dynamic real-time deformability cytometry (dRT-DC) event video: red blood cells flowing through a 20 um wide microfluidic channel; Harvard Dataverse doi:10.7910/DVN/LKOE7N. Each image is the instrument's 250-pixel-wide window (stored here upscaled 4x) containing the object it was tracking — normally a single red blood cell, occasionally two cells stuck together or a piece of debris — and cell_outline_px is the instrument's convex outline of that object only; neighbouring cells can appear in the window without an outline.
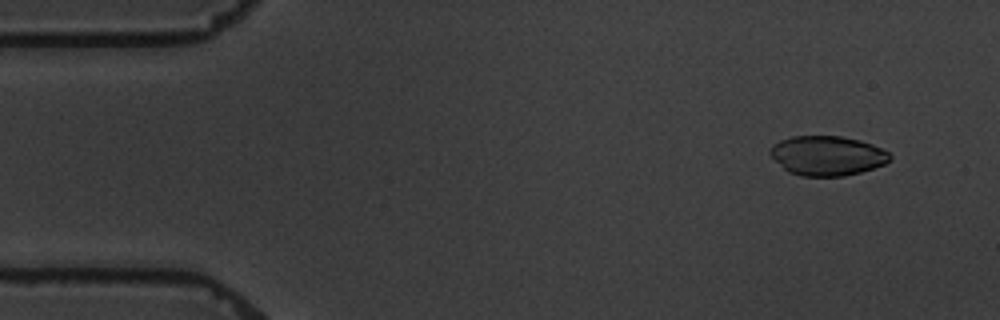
{"species": "common noctule bat (a hibernating species)", "species_latin": "Nyctalus noctula", "temperature_condition": "warm", "stored_images_in_passage": 4, "camera_frame_rate_fps": 3000, "um_per_image_px": 0.085, "animal": {"sex": "male", "body_mass_g": 19.5, "forearm_length_mm": 54.6}, "frame": {"image": 1, "passage_image": 1, "time_ms": 0.0, "image_size_px": [1000, 320], "cell_outline_px": [[892, 160], [884, 164], [860, 172], [844, 176], [800, 176], [788, 172], [768, 152], [772, 144], [780, 140], [792, 136], [840, 136], [860, 140], [872, 144], [888, 152], [892, 156]], "centroid_in_image_um": [70.31, 13.23], "position_along_channel_um": 14.7, "area_um2": 27.63}}
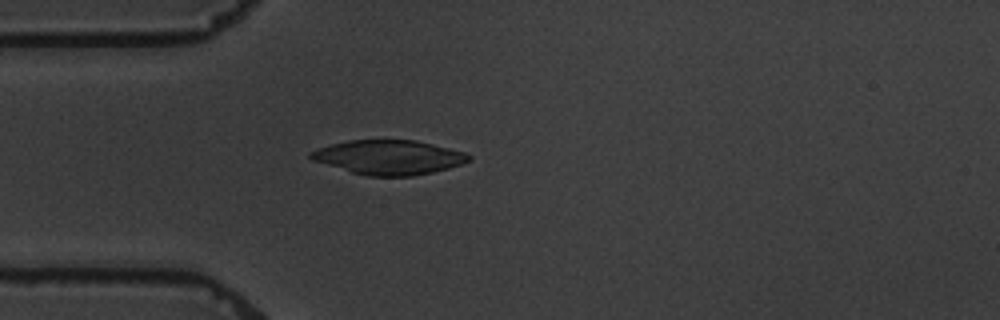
{"frame": {"image": 2, "passage_image": 4, "time_ms": 3.667, "image_size_px": [1000, 320], "cell_outline_px": [[472, 160], [448, 168], [432, 172], [412, 176], [368, 176], [352, 172], [312, 160], [308, 156], [308, 152], [316, 148], [348, 140], [416, 140], [464, 152], [472, 156]], "centroid_in_image_um": [33.03, 13.36], "position_along_channel_um": 52.0, "area_um2": 31.56}}